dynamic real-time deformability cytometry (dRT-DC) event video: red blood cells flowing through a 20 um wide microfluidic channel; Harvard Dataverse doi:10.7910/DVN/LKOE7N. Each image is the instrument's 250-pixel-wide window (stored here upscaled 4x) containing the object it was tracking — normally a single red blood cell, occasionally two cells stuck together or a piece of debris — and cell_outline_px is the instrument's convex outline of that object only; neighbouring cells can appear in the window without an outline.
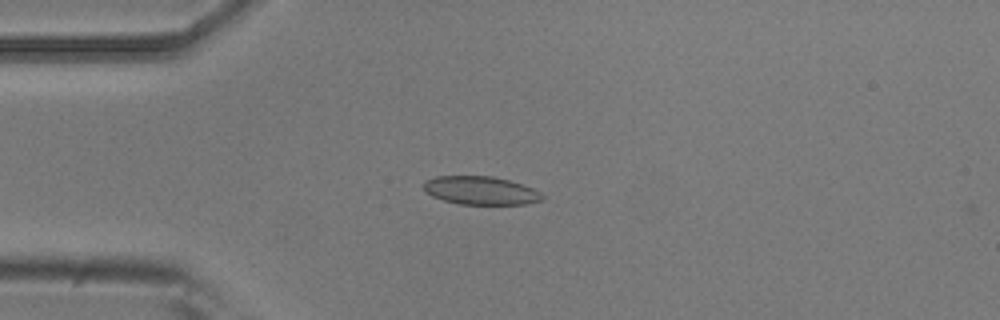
{"species": "common noctule bat (a hibernating species)", "species_latin": "Nyctalus noctula", "temperature_condition": "room temperature", "stored_images_in_passage": 3, "camera_frame_rate_fps": 3000, "um_per_image_px": 0.085, "animal": {"sex": "male", "body_mass_g": 20.5, "forearm_length_mm": 52.5}, "frame": {"image": 1, "passage_image": 3, "time_ms": 0.667, "image_size_px": [1000, 320], "cell_outline_px": [[544, 200], [524, 204], [460, 204], [444, 200], [432, 196], [424, 192], [424, 180], [436, 176], [492, 176], [508, 180], [532, 188], [540, 192], [544, 196]], "centroid_in_image_um": [40.83, 16.19], "position_along_channel_um": 44.2, "area_um2": 19.54}}